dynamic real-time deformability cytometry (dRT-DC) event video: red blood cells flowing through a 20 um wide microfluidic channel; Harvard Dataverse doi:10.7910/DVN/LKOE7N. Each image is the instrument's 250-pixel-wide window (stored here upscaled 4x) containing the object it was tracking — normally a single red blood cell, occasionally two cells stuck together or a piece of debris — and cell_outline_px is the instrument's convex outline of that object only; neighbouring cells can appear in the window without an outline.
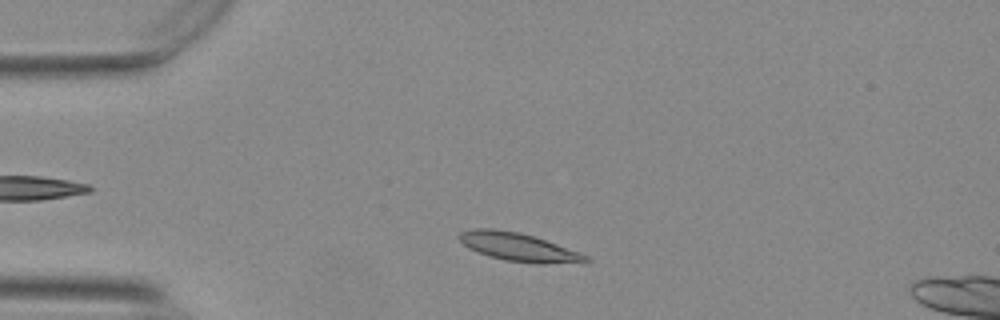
{"species": "Egyptian fruit bat (a non-hibernating species)", "species_latin": "Rousettus aegyptiacus", "temperature_condition": "warm", "stored_images_in_passage": 11, "camera_frame_rate_fps": 3000, "um_per_image_px": 0.085, "animal": {"sex": "female"}, "frame": {"image": 1, "passage_image": 7, "time_ms": 2.0, "image_size_px": [1000, 320], "cell_outline_px": [[592, 260], [588, 264], [536, 264], [504, 260], [488, 256], [468, 248], [456, 236], [460, 232], [476, 228], [492, 228], [520, 232], [580, 252], [588, 256]], "centroid_in_image_um": [44.15, 21.03], "position_along_channel_um": 40.8, "area_um2": 21.27}}